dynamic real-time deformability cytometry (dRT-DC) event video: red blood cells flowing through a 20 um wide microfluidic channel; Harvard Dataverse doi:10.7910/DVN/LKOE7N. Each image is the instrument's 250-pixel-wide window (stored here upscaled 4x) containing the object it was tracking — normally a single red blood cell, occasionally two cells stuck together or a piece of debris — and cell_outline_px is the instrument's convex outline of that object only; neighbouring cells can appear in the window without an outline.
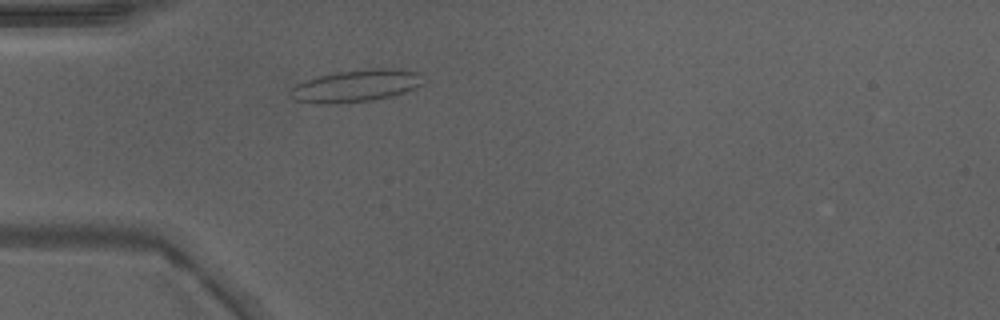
{"species": "Egyptian fruit bat (a non-hibernating species)", "species_latin": "Rousettus aegyptiacus", "temperature_condition": "warm", "stored_images_in_passage": 36, "camera_frame_rate_fps": 3000, "um_per_image_px": 0.085, "animal": {"sex": "male"}, "frame": {"image": 1, "passage_image": 2, "time_ms": 0.333, "image_size_px": [1000, 320], "cell_outline_px": [[420, 84], [404, 92], [388, 96], [368, 100], [328, 104], [320, 104], [296, 100], [288, 92], [296, 84], [320, 76], [336, 72], [368, 68], [392, 68], [420, 72]], "centroid_in_image_um": [30.22, 7.28], "position_along_channel_um": 54.8, "area_um2": 24.28}}
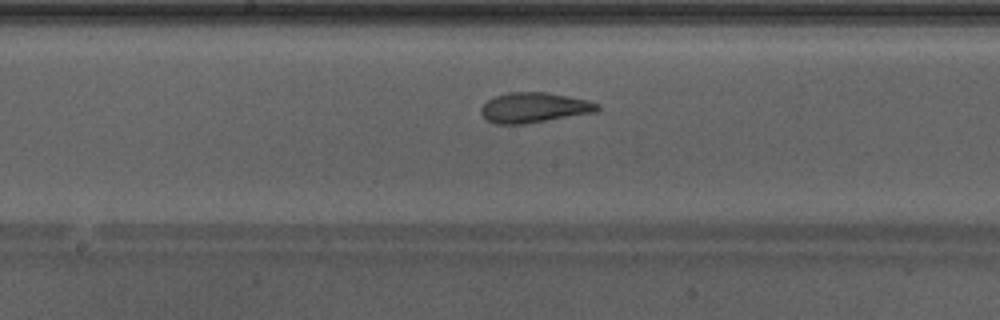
{"frame": {"image": 2, "passage_image": 13, "time_ms": 4.0, "image_size_px": [1000, 320], "cell_outline_px": [[600, 108], [596, 112], [524, 124], [496, 124], [488, 120], [480, 112], [480, 108], [488, 100], [496, 96], [508, 92], [548, 92], [588, 100], [600, 104]], "centroid_in_image_um": [45.42, 9.14], "position_along_channel_um": 202.8, "area_um2": 20.4}}
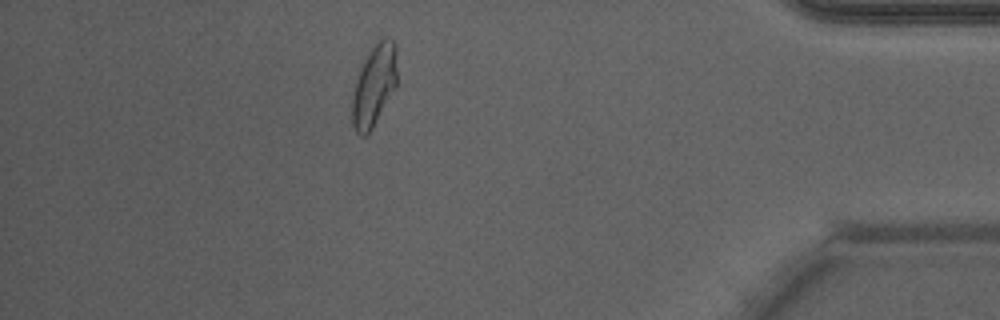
{"frame": {"image": 3, "passage_image": 30, "time_ms": 9.667, "image_size_px": [1000, 320], "cell_outline_px": [[396, 88], [368, 136], [360, 136], [356, 132], [352, 124], [352, 100], [356, 80], [360, 68], [368, 52], [384, 36], [388, 36], [392, 40], [396, 48]], "centroid_in_image_um": [31.8, 7.3], "position_along_channel_um": 403.4, "area_um2": 21.39}, "authors_computed_cell_mechanics": {"area_um2": 20.7502, "velocity_mm_per_s": 4.2837, "shape_relaxation_time_tau1_ms": 5.1313, "shape_relaxation_time_tau2_ms": 1.3113, "deformation_change_tau1": 0.1454, "deformation_change_tau2": 0.0738}}